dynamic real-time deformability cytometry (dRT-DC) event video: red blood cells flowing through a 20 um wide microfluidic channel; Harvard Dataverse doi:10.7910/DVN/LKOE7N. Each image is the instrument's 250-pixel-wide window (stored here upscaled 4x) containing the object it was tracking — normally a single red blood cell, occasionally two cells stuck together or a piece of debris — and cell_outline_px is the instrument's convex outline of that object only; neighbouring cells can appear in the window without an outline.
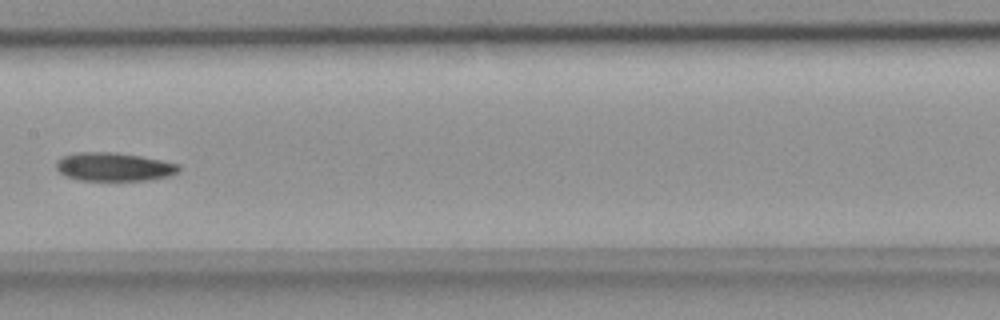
{"species": "common noctule bat (a hibernating species)", "species_latin": "Nyctalus noctula", "temperature_condition": "room temperature", "stored_images_in_passage": 9, "camera_frame_rate_fps": 3000, "um_per_image_px": 0.085, "animal": {"sex": "female", "body_mass_g": 18.4}, "frame": {"image": 1, "passage_image": 7, "time_ms": 2.0, "image_size_px": [1000, 320], "cell_outline_px": [[180, 172], [168, 176], [148, 180], [80, 180], [68, 176], [60, 172], [56, 168], [56, 160], [60, 156], [76, 152], [116, 152], [140, 156], [180, 164]], "centroid_in_image_um": [9.68, 14.17], "position_along_channel_um": 197.7, "area_um2": 20.4}}
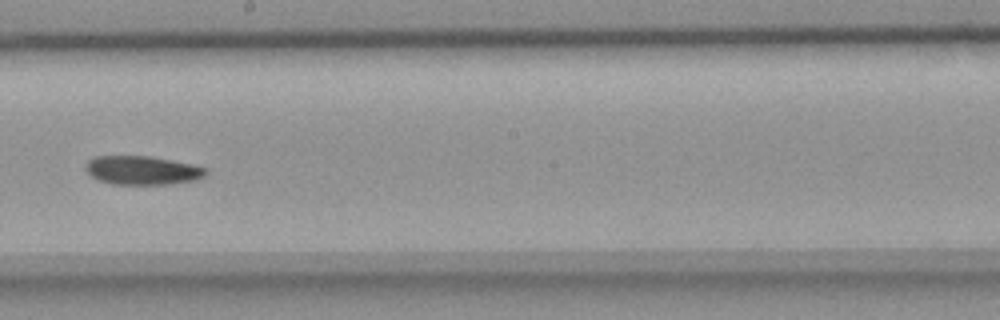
{"frame": {"image": 2, "passage_image": 8, "time_ms": 2.333, "image_size_px": [1000, 320], "cell_outline_px": [[208, 172], [204, 176], [196, 180], [172, 184], [112, 184], [100, 180], [92, 176], [84, 168], [84, 164], [92, 156], [152, 156], [192, 164], [208, 168]], "centroid_in_image_um": [12.11, 14.47], "position_along_channel_um": 236.1, "area_um2": 20.35}}
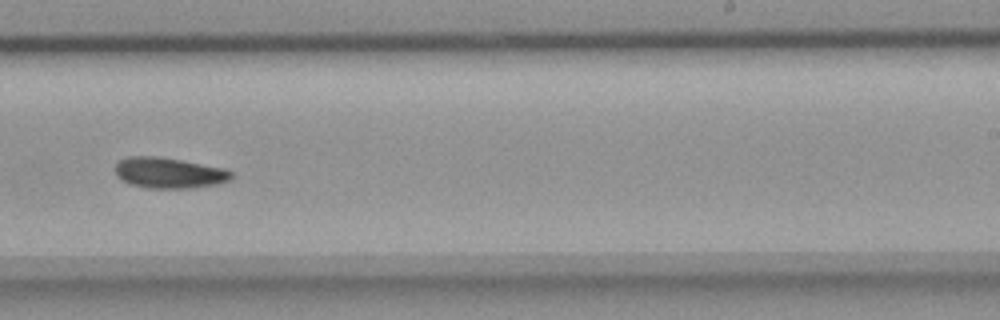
{"frame": {"image": 3, "passage_image": 9, "time_ms": 2.667, "image_size_px": [1000, 320], "cell_outline_px": [[232, 180], [216, 184], [192, 188], [148, 188], [128, 184], [120, 180], [116, 176], [116, 164], [120, 160], [128, 156], [160, 156], [228, 168], [232, 172]], "centroid_in_image_um": [14.38, 14.69], "position_along_channel_um": 274.6, "area_um2": 21.21}}